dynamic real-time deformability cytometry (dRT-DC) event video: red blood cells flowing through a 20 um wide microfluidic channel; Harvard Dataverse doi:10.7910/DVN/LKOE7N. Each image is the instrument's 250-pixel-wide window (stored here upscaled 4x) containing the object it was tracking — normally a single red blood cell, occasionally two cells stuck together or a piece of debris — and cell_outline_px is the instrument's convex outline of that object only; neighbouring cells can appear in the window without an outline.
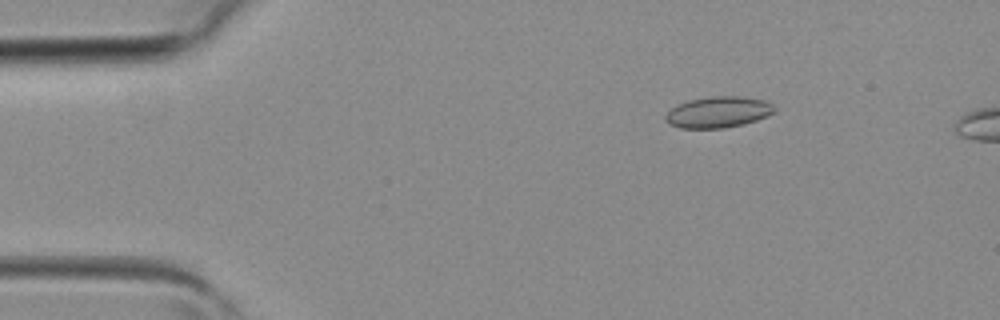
{"species": "common noctule bat (a hibernating species)", "species_latin": "Nyctalus noctula", "temperature_condition": "room temperature", "stored_images_in_passage": 2, "camera_frame_rate_fps": 3000, "um_per_image_px": 0.085, "animal": {"sex": "female", "body_mass_g": 19.3, "forearm_length_mm": 54.1}, "frame": {"image": 1, "passage_image": 1, "time_ms": 0.0, "image_size_px": [1000, 320], "cell_outline_px": [[776, 112], [768, 116], [744, 124], [724, 128], [680, 128], [668, 124], [664, 120], [664, 116], [672, 108], [688, 100], [708, 96], [740, 96], [764, 100], [772, 104], [776, 108]], "centroid_in_image_um": [61.06, 9.53], "position_along_channel_um": 23.9, "area_um2": 19.94}}